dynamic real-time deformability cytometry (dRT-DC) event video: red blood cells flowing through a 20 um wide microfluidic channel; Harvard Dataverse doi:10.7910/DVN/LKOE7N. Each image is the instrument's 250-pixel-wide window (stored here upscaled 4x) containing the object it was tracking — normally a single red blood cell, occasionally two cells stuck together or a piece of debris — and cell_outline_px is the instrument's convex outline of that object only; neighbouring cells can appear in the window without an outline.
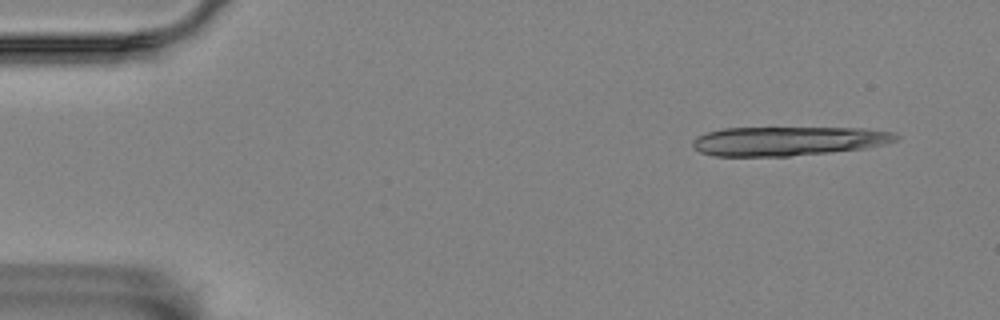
{"species": "Egyptian fruit bat (a non-hibernating species)", "species_latin": "Rousettus aegyptiacus", "temperature_condition": "room temperature", "stored_images_in_passage": 3, "camera_frame_rate_fps": 3000, "um_per_image_px": 0.085, "animal": {"sex": "female"}, "frame": {"image": 1, "passage_image": 1, "time_ms": 0.0, "image_size_px": [1000, 320], "cell_outline_px": [[900, 136], [896, 140], [884, 144], [868, 148], [788, 156], [712, 156], [700, 152], [692, 148], [692, 140], [696, 136], [720, 128], [868, 128], [892, 132]], "centroid_in_image_um": [66.96, 11.98], "position_along_channel_um": 18.0, "area_um2": 34.68}}